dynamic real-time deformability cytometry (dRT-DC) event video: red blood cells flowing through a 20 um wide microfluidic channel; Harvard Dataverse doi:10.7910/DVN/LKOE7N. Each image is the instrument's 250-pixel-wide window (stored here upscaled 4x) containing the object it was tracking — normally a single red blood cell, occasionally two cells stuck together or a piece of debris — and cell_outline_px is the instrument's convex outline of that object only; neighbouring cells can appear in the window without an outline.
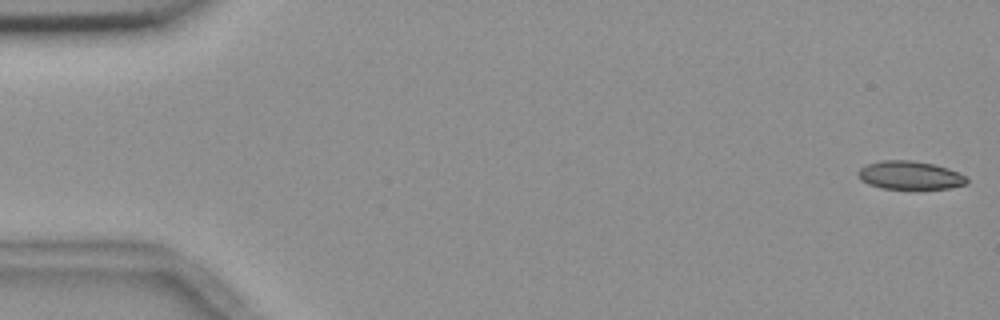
{"species": "common noctule bat (a hibernating species)", "species_latin": "Nyctalus noctula", "temperature_condition": "room temperature", "stored_images_in_passage": 50, "camera_frame_rate_fps": 3000, "um_per_image_px": 0.085, "animal": {"sex": "female", "body_mass_g": 18.4}, "frame": {"image": 1, "passage_image": 1, "time_ms": 0.0, "image_size_px": [1000, 320], "cell_outline_px": [[968, 184], [948, 188], [880, 188], [868, 184], [860, 180], [856, 172], [860, 168], [868, 164], [880, 160], [912, 160], [932, 164], [948, 168], [964, 176], [968, 180]], "centroid_in_image_um": [77.3, 14.89], "position_along_channel_um": 7.7, "area_um2": 17.8}}
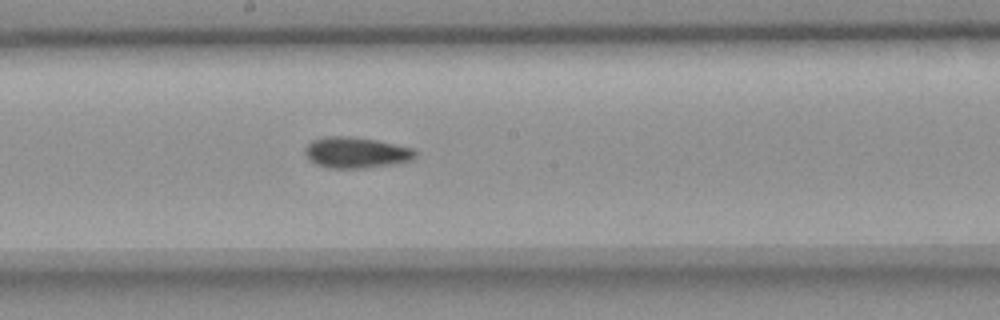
{"frame": {"image": 2, "passage_image": 30, "time_ms": 9.667, "image_size_px": [1000, 320], "cell_outline_px": [[416, 156], [412, 160], [396, 164], [364, 168], [328, 168], [316, 164], [304, 152], [308, 144], [312, 140], [328, 136], [348, 136], [376, 140], [412, 148], [416, 152]], "centroid_in_image_um": [30.29, 12.97], "position_along_channel_um": 217.9, "area_um2": 19.77}}
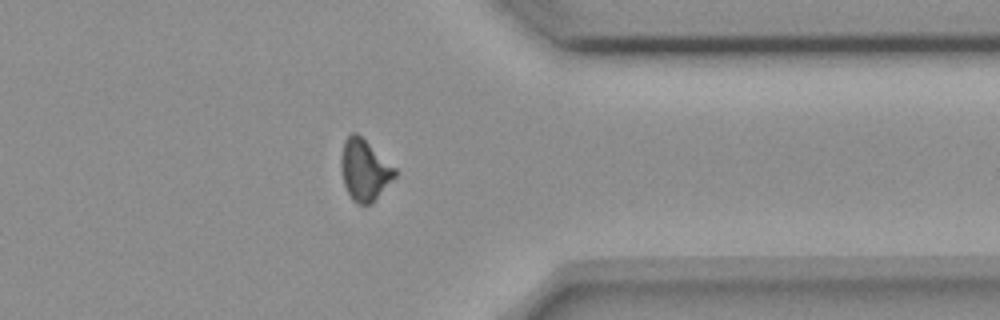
{"frame": {"image": 3, "passage_image": 44, "time_ms": 14.333, "image_size_px": [1000, 320], "cell_outline_px": [[396, 176], [368, 204], [356, 204], [352, 200], [344, 184], [340, 168], [340, 160], [344, 140], [352, 132], [356, 132], [396, 168]], "centroid_in_image_um": [30.95, 14.42], "position_along_channel_um": 380.5, "area_um2": 18.79}}